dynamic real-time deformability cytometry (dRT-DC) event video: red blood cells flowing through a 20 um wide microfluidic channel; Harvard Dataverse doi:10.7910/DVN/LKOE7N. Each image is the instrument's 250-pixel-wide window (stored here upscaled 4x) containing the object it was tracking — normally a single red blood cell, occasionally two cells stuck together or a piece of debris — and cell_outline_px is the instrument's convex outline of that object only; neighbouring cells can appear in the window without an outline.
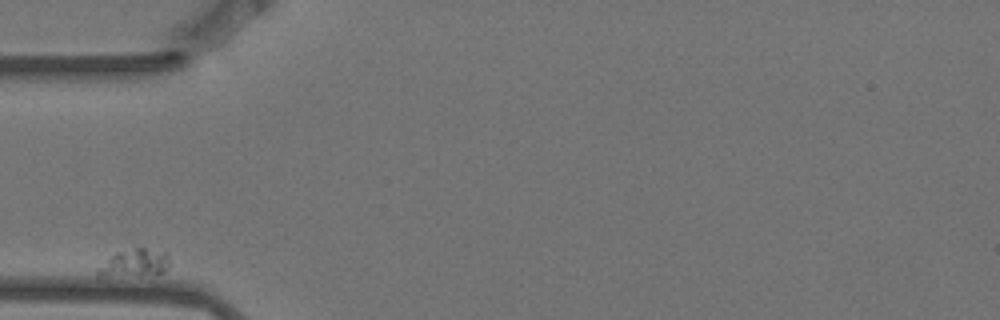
{"species": "Egyptian fruit bat (a non-hibernating species)", "species_latin": "Rousettus aegyptiacus", "temperature_condition": "warm", "stored_images_in_passage": 7, "camera_frame_rate_fps": 3000, "um_per_image_px": 0.085, "animal": {"sex": "female"}, "frame": {"image": 1, "passage_image": 1, "time_ms": 0.0, "image_size_px": [1000, 320], "cell_outline_px": [[168, 268], [164, 272], [156, 276], [96, 276], [96, 268], [116, 252], [136, 248], [144, 248], [168, 252]], "centroid_in_image_um": [11.45, 22.39], "position_along_channel_um": 73.5, "area_um2": 11.91}}
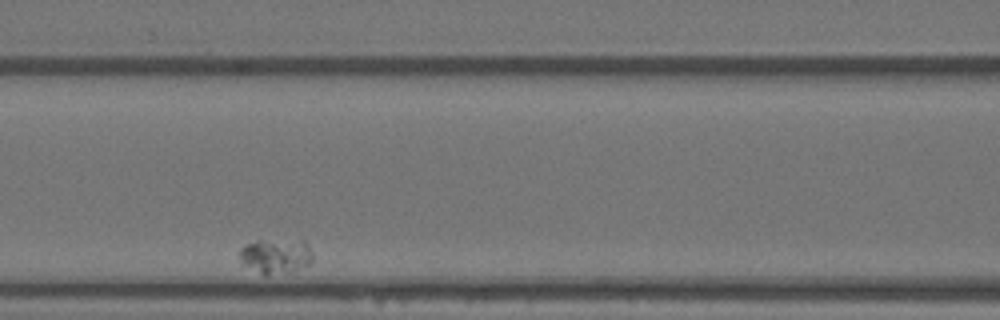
{"frame": {"image": 2, "passage_image": 3, "time_ms": 0.667, "image_size_px": [1000, 320], "cell_outline_px": [[312, 260], [308, 264], [296, 268], [264, 276], [244, 264], [240, 260], [236, 252], [244, 244], [260, 240], [304, 240], [308, 244], [312, 252]], "centroid_in_image_um": [23.38, 21.72], "position_along_channel_um": 143.2, "area_um2": 14.74}}
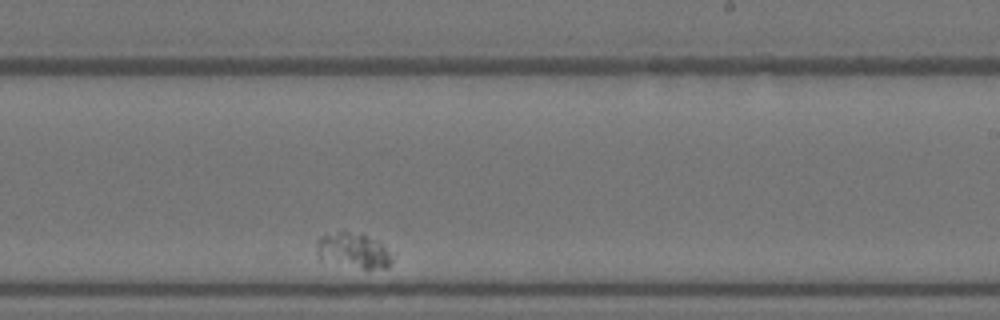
{"frame": {"image": 3, "passage_image": 7, "time_ms": 2.0, "image_size_px": [1000, 320], "cell_outline_px": [[392, 264], [388, 268], [368, 272], [320, 260], [316, 244], [316, 240], [320, 236], [340, 232], [348, 232], [364, 236], [380, 244], [392, 256]], "centroid_in_image_um": [30.03, 21.4], "position_along_channel_um": 259.0, "area_um2": 15.66}}